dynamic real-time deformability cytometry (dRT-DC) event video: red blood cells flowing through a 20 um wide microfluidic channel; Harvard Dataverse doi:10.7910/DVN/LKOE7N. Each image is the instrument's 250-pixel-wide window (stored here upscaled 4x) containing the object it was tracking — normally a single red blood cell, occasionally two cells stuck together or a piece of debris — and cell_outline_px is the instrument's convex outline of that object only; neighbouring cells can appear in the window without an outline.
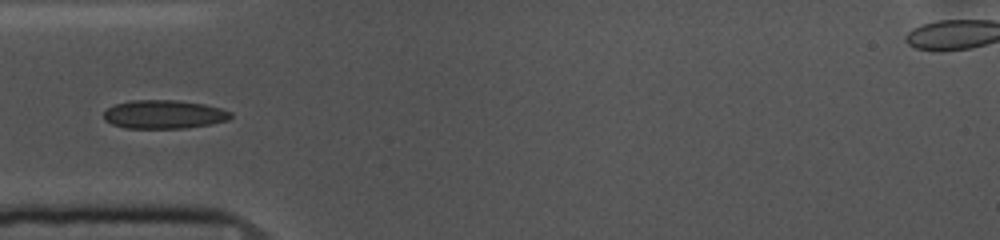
{"species": "common noctule bat (a hibernating species)", "species_latin": "Nyctalus noctula", "temperature_condition": "cold", "stored_images_in_passage": 40, "camera_frame_rate_fps": 3000, "um_per_image_px": 0.085, "animal": {"sex": "female", "body_mass_g": 10.0, "forearm_length_mm": 53.1}, "frame": {"image": 1, "passage_image": 1, "time_ms": 0.0, "image_size_px": [1000, 240], "cell_outline_px": [[232, 116], [228, 120], [212, 124], [184, 128], [124, 128], [112, 124], [104, 120], [104, 112], [108, 108], [116, 104], [132, 100], [176, 100], [204, 104], [220, 108], [232, 112]], "centroid_in_image_um": [13.95, 9.72], "position_along_channel_um": 71.1, "area_um2": 21.15}}
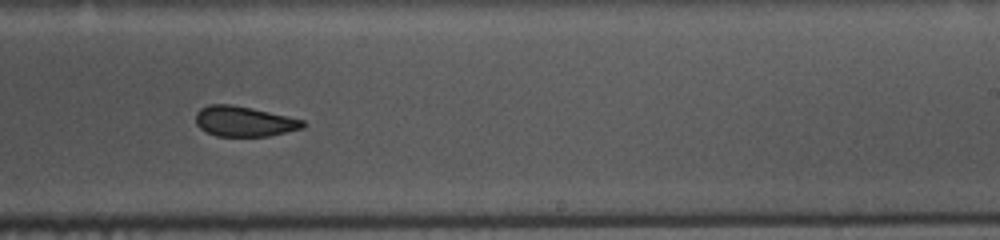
{"frame": {"image": 2, "passage_image": 17, "time_ms": 5.333, "image_size_px": [1000, 240], "cell_outline_px": [[304, 128], [268, 136], [216, 136], [200, 128], [196, 124], [196, 112], [200, 108], [208, 104], [232, 104], [252, 108], [304, 120]], "centroid_in_image_um": [20.72, 10.31], "position_along_channel_um": 268.3, "area_um2": 18.84}}
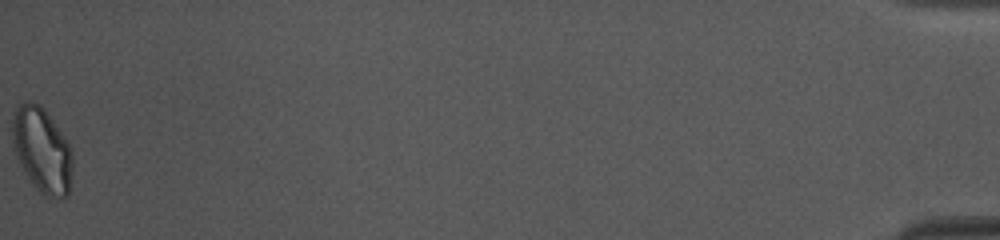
{"frame": {"image": 3, "passage_image": 39, "time_ms": 12.667, "image_size_px": [1000, 240], "cell_outline_px": [[72, 172], [68, 196], [44, 196], [32, 184], [20, 164], [12, 144], [12, 116], [16, 108], [24, 100], [32, 100], [40, 104], [60, 132], [68, 144], [72, 152]], "centroid_in_image_um": [3.54, 12.73], "position_along_channel_um": 431.7, "area_um2": 29.54}}